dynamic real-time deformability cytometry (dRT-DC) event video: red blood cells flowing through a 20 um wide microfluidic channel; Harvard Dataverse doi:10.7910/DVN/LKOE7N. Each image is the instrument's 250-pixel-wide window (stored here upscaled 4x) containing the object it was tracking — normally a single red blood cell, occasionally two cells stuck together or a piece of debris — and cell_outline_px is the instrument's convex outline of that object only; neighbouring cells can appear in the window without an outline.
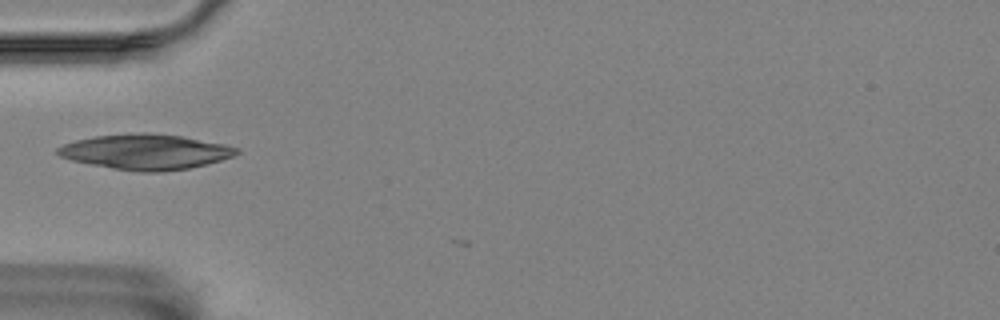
{"species": "Egyptian fruit bat (a non-hibernating species)", "species_latin": "Rousettus aegyptiacus", "temperature_condition": "room temperature", "stored_images_in_passage": 32, "camera_frame_rate_fps": 3000, "um_per_image_px": 0.085, "animal": {"sex": "female"}, "frame": {"image": 1, "passage_image": 1, "time_ms": 0.0, "image_size_px": [1000, 320], "cell_outline_px": [[240, 152], [232, 156], [220, 160], [188, 168], [164, 172], [140, 172], [112, 168], [72, 160], [60, 156], [56, 152], [56, 148], [64, 144], [76, 140], [96, 136], [140, 132], [148, 132], [180, 136], [224, 144], [240, 148]], "centroid_in_image_um": [12.38, 12.9], "position_along_channel_um": 72.6, "area_um2": 36.47}}
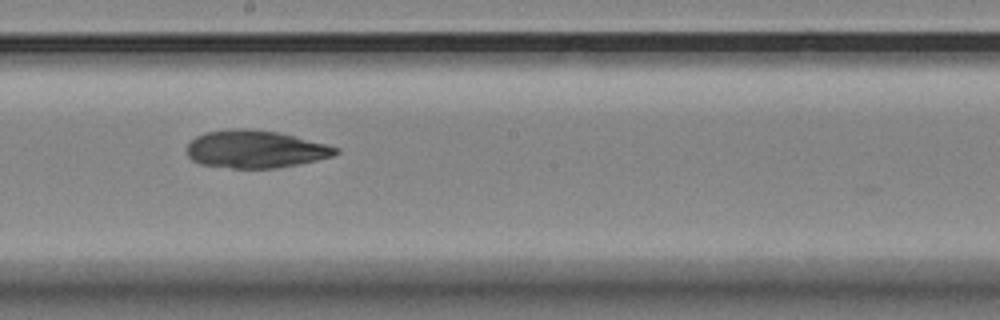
{"frame": {"image": 2, "passage_image": 14, "time_ms": 4.333, "image_size_px": [1000, 320], "cell_outline_px": [[340, 152], [332, 156], [316, 160], [276, 168], [232, 168], [200, 164], [192, 160], [188, 156], [188, 144], [196, 136], [204, 132], [228, 128], [248, 128], [280, 132], [296, 136], [340, 148]], "centroid_in_image_um": [21.7, 12.66], "position_along_channel_um": 226.5, "area_um2": 32.71}}
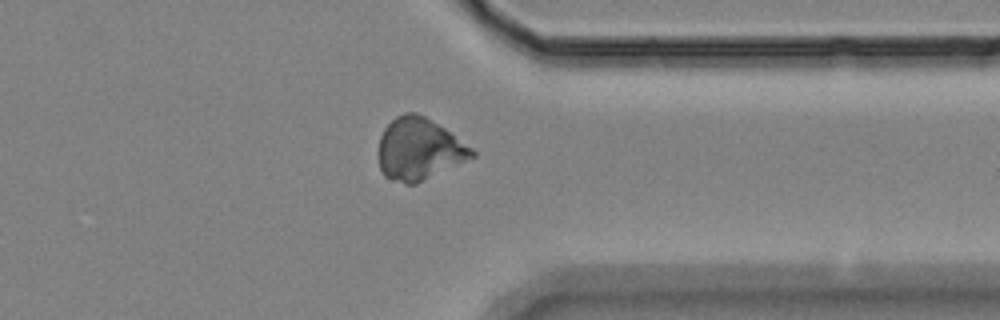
{"frame": {"image": 3, "passage_image": 27, "time_ms": 8.667, "image_size_px": [1000, 320], "cell_outline_px": [[476, 156], [416, 184], [404, 184], [388, 180], [384, 176], [380, 168], [376, 152], [380, 136], [384, 128], [396, 116], [404, 112], [416, 112], [424, 116], [444, 128], [472, 148], [476, 152]], "centroid_in_image_um": [35.57, 12.69], "position_along_channel_um": 375.8, "area_um2": 34.1}}